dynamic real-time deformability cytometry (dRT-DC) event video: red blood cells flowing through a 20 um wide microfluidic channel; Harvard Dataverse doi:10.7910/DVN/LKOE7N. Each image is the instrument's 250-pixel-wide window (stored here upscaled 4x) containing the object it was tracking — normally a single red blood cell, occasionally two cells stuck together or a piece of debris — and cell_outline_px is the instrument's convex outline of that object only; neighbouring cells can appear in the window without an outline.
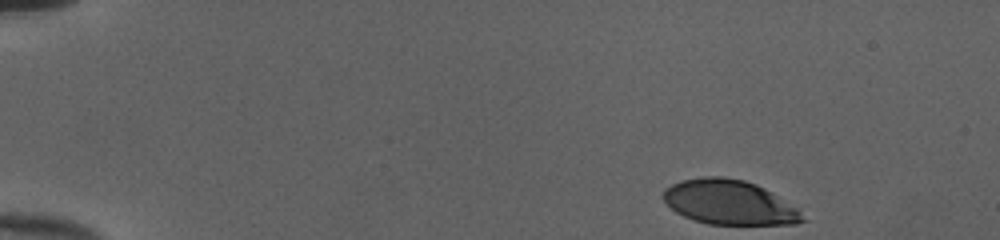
{"species": "human", "species_latin": "Homo sapiens", "temperature_condition": "cold", "stored_images_in_passage": 46, "camera_frame_rate_fps": 3000, "um_per_image_px": 0.085, "donor": {"sex": "female"}, "frame": {"image": 1, "passage_image": 1, "time_ms": 0.0, "image_size_px": [1000, 240], "cell_outline_px": [[808, 220], [796, 224], [708, 224], [692, 220], [676, 212], [660, 196], [664, 188], [680, 180], [704, 176], [724, 176], [744, 180], [756, 184], [772, 192], [796, 208]], "centroid_in_image_um": [61.96, 17.19], "position_along_channel_um": 23.0, "area_um2": 36.3}}
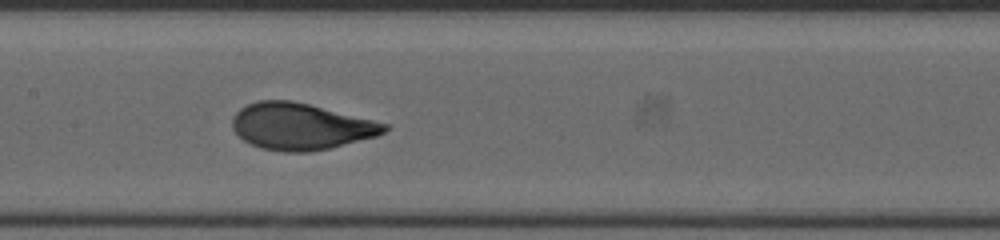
{"frame": {"image": 2, "passage_image": 22, "time_ms": 7.0, "image_size_px": [1000, 240], "cell_outline_px": [[388, 128], [384, 132], [376, 136], [328, 148], [308, 152], [284, 152], [260, 148], [244, 140], [232, 128], [232, 116], [240, 108], [256, 100], [292, 100], [388, 124]], "centroid_in_image_um": [25.51, 10.74], "position_along_channel_um": 181.9, "area_um2": 40.86}}
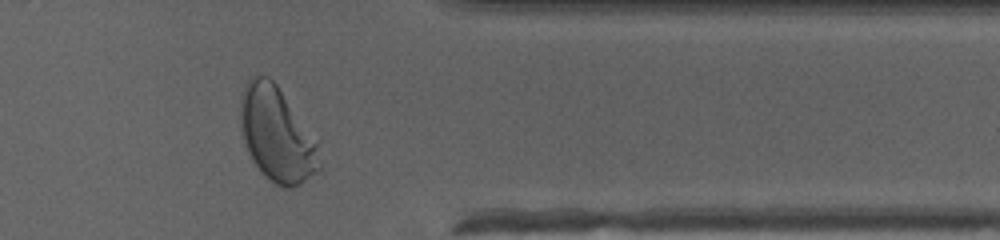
{"frame": {"image": 3, "passage_image": 38, "time_ms": 12.333, "image_size_px": [1000, 240], "cell_outline_px": [[324, 168], [320, 172], [300, 184], [288, 188], [284, 188], [276, 184], [264, 176], [260, 172], [252, 160], [248, 152], [240, 128], [240, 96], [244, 84], [248, 80], [256, 76], [268, 76], [276, 84], [320, 140]], "centroid_in_image_um": [23.61, 11.46], "position_along_channel_um": 387.8, "area_um2": 45.03}, "authors_computed_cell_mechanics": {"area_um2": 40.7779, "velocity_mm_per_s": 4.0006, "shape_relaxation_time_tau1_ms": 2.8989, "shape_relaxation_time_tau2_ms": null, "deformation_change_tau1": 0.181, "deformation_change_tau2": null}}